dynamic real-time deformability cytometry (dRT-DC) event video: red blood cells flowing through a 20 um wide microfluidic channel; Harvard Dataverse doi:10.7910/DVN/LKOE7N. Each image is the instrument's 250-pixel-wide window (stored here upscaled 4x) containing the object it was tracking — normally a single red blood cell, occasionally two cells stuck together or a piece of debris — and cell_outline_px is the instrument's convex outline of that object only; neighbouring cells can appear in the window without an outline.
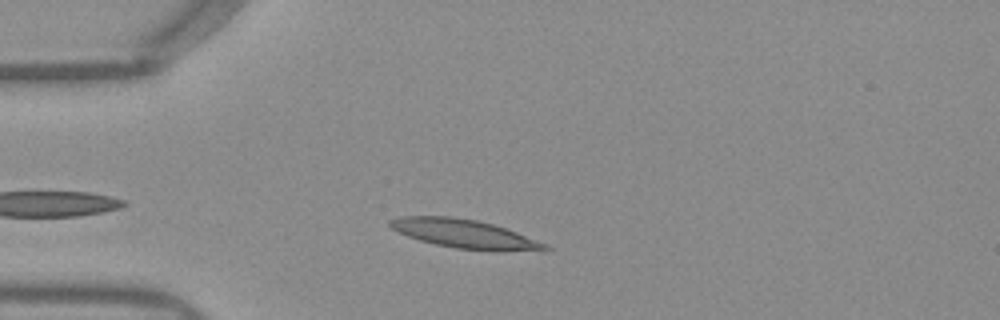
{"species": "Egyptian fruit bat (a non-hibernating species)", "species_latin": "Rousettus aegyptiacus", "temperature_condition": "warm", "stored_images_in_passage": 36, "camera_frame_rate_fps": 3000, "um_per_image_px": 0.085, "frame": {"image": 1, "passage_image": 6, "time_ms": 1.667, "image_size_px": [1000, 320], "cell_outline_px": [[552, 248], [544, 252], [496, 252], [456, 248], [436, 244], [420, 240], [408, 236], [392, 228], [388, 224], [388, 220], [404, 216], [452, 216], [476, 220], [492, 224], [516, 232], [548, 244]], "centroid_in_image_um": [39.61, 19.91], "position_along_channel_um": 45.4, "area_um2": 26.36}}
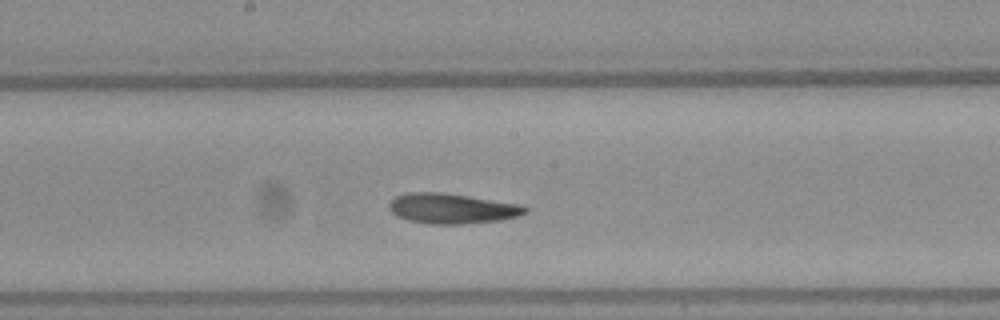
{"frame": {"image": 2, "passage_image": 20, "time_ms": 6.333, "image_size_px": [1000, 320], "cell_outline_px": [[528, 212], [516, 216], [500, 220], [460, 224], [428, 224], [408, 220], [396, 216], [388, 208], [388, 204], [396, 196], [408, 192], [440, 192], [524, 204], [528, 208]], "centroid_in_image_um": [38.42, 17.72], "position_along_channel_um": 209.8, "area_um2": 24.04}}
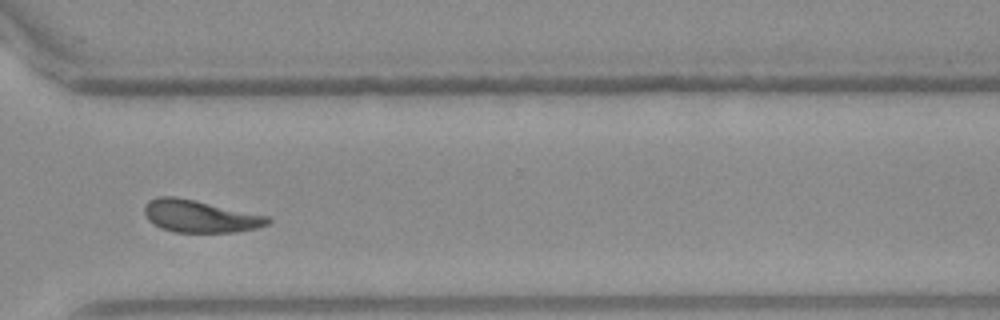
{"frame": {"image": 3, "passage_image": 31, "time_ms": 10.0, "image_size_px": [1000, 320], "cell_outline_px": [[272, 220], [268, 224], [256, 228], [236, 232], [172, 232], [160, 228], [152, 224], [148, 220], [144, 212], [144, 208], [148, 200], [160, 196], [176, 196], [196, 200], [268, 216]], "centroid_in_image_um": [16.96, 18.38], "position_along_channel_um": 353.6, "area_um2": 23.35}, "authors_computed_cell_mechanics": {"area_um2": 23.4379, "velocity_mm_per_s": 3.9245, "shape_relaxation_time_tau1_ms": 5.7037, "shape_relaxation_time_tau2_ms": 1.9543, "deformation_change_tau1": 0.196, "deformation_change_tau2": 0.0987}}